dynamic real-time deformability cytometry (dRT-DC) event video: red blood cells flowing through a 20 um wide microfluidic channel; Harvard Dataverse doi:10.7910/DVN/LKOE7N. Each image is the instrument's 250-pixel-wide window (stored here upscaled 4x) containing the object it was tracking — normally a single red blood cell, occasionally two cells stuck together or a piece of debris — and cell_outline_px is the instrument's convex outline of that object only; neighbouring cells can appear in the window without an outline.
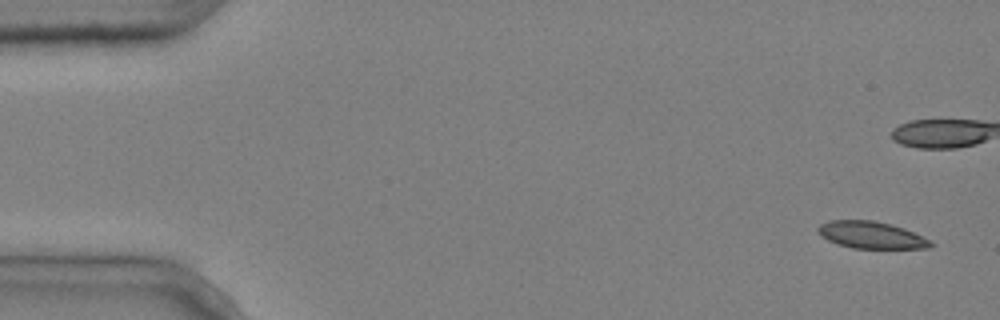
{"species": "common noctule bat (a hibernating species)", "species_latin": "Nyctalus noctula", "temperature_condition": "cold", "stored_images_in_passage": 9, "camera_frame_rate_fps": 3000, "um_per_image_px": 0.085, "animal": {"sex": "male", "body_mass_g": 20.4}, "frame": {"image": 1, "passage_image": 1, "time_ms": 0.0, "image_size_px": [1000, 320], "cell_outline_px": [[936, 244], [928, 248], [852, 248], [836, 244], [820, 236], [816, 228], [820, 224], [828, 220], [872, 220], [904, 228], [932, 240]], "centroid_in_image_um": [74.04, 19.98], "position_along_channel_um": 11.0, "area_um2": 17.86}}
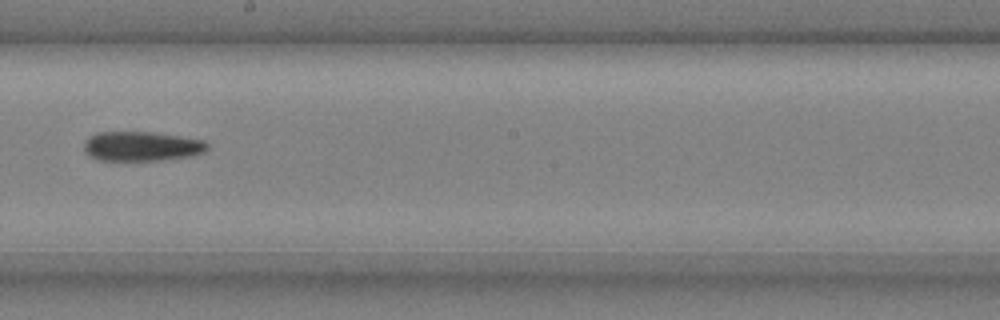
{"frame": {"image": 2, "passage_image": 9, "time_ms": 2.667, "image_size_px": [1000, 320], "cell_outline_px": [[208, 148], [204, 152], [192, 156], [160, 160], [100, 160], [84, 152], [84, 140], [88, 136], [96, 132], [152, 132], [180, 136], [204, 140], [208, 144]], "centroid_in_image_um": [12.03, 12.42], "position_along_channel_um": 236.2, "area_um2": 21.33}}